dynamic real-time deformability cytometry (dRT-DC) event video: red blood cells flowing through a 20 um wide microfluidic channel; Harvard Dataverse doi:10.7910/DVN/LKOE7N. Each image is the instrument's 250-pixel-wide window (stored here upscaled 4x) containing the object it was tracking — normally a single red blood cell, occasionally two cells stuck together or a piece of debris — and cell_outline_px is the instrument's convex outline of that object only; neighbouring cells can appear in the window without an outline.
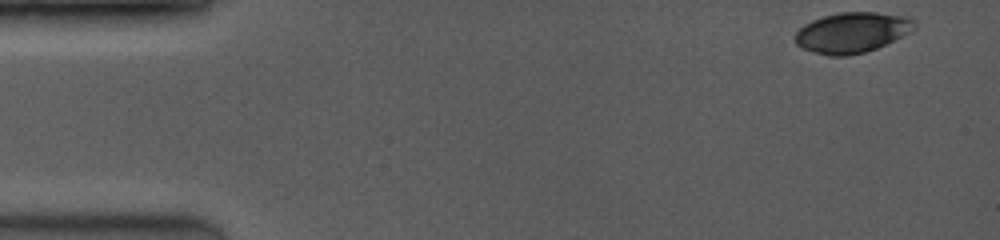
{"species": "common noctule bat (a hibernating species)", "species_latin": "Nyctalus noctula", "temperature_condition": "room temperature", "stored_images_in_passage": 4, "camera_frame_rate_fps": 3500, "um_per_image_px": 0.085, "animal": {"sex": "female", "body_mass_g": 19.0, "forearm_length_mm": 53.3}, "frame": {"image": 1, "passage_image": 1, "time_ms": 0.0, "image_size_px": [1000, 240], "cell_outline_px": [[916, 28], [876, 48], [864, 52], [848, 56], [828, 56], [812, 52], [800, 48], [796, 44], [796, 32], [804, 24], [812, 20], [836, 12], [876, 12], [908, 16], [916, 20]], "centroid_in_image_um": [72.41, 2.75], "position_along_channel_um": 12.6, "area_um2": 28.15}}